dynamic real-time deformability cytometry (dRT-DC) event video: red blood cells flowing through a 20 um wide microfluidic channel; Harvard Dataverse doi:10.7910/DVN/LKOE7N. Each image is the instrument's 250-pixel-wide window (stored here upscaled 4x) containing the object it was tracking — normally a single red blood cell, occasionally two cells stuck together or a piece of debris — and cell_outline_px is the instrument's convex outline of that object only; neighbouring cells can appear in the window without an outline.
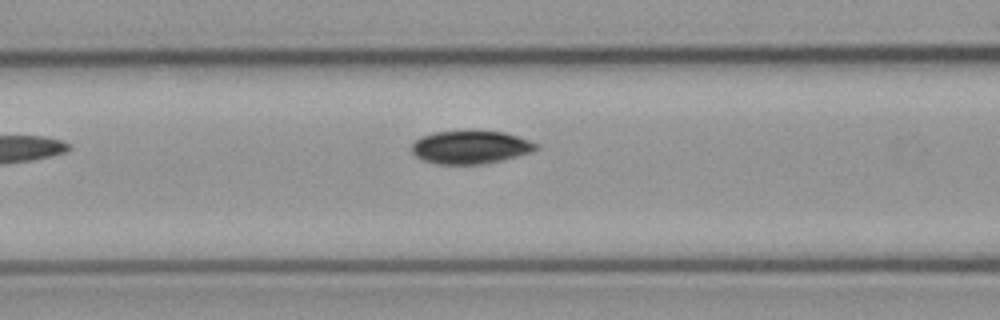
{"species": "common noctule bat (a hibernating species)", "species_latin": "Nyctalus noctula", "temperature_condition": "cold", "stored_images_in_passage": 7, "camera_frame_rate_fps": 3000, "um_per_image_px": 0.085, "animal": {"sex": "male", "body_mass_g": 23.1, "forearm_length_mm": 52.7}, "frame": {"image": 1, "passage_image": 7, "time_ms": 7.0, "image_size_px": [1000, 320], "cell_outline_px": [[540, 148], [516, 156], [500, 160], [480, 164], [436, 164], [424, 160], [416, 156], [412, 152], [412, 144], [420, 136], [432, 132], [472, 128], [504, 132], [540, 144]], "centroid_in_image_um": [39.96, 12.46], "position_along_channel_um": 126.6, "area_um2": 24.57}}